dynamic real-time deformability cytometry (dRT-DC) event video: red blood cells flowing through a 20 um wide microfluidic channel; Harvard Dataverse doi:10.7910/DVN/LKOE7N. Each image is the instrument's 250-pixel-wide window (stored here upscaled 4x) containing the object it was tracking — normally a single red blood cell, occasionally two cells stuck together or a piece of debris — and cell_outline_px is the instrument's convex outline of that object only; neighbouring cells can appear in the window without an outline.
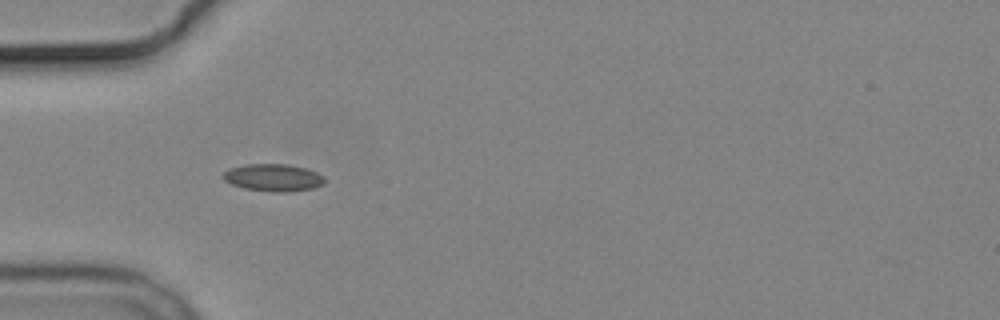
{"species": "common noctule bat (a hibernating species)", "species_latin": "Nyctalus noctula", "temperature_condition": "cold", "stored_images_in_passage": 4, "camera_frame_rate_fps": 3000, "um_per_image_px": 0.085, "animal": {"sex": "male", "body_mass_g": 19.2, "forearm_length_mm": 51.8}, "frame": {"image": 1, "passage_image": 3, "time_ms": 2.333, "image_size_px": [1000, 320], "cell_outline_px": [[324, 184], [312, 188], [288, 192], [272, 192], [244, 188], [232, 184], [224, 180], [220, 176], [228, 168], [248, 164], [288, 164], [304, 168], [316, 172], [324, 176]], "centroid_in_image_um": [23.2, 15.09], "position_along_channel_um": 61.8, "area_um2": 16.18}}
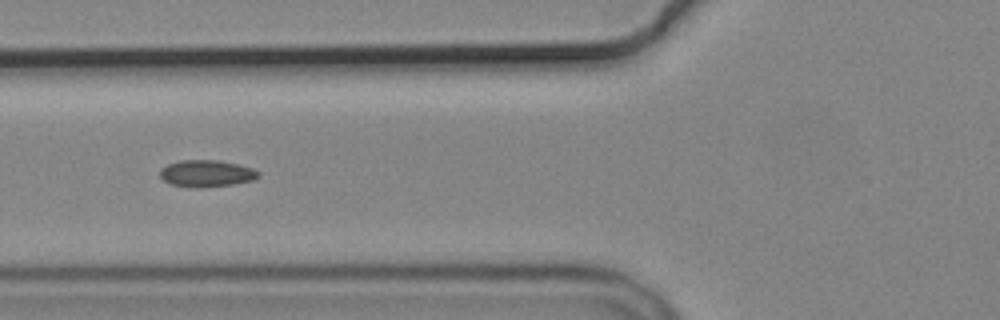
{"frame": {"image": 2, "passage_image": 4, "time_ms": 3.667, "image_size_px": [1000, 320], "cell_outline_px": [[260, 176], [252, 180], [232, 184], [200, 188], [192, 188], [172, 184], [164, 180], [160, 176], [160, 168], [168, 164], [180, 160], [220, 160], [252, 168], [260, 172]], "centroid_in_image_um": [17.54, 14.74], "position_along_channel_um": 108.3, "area_um2": 15.37}}